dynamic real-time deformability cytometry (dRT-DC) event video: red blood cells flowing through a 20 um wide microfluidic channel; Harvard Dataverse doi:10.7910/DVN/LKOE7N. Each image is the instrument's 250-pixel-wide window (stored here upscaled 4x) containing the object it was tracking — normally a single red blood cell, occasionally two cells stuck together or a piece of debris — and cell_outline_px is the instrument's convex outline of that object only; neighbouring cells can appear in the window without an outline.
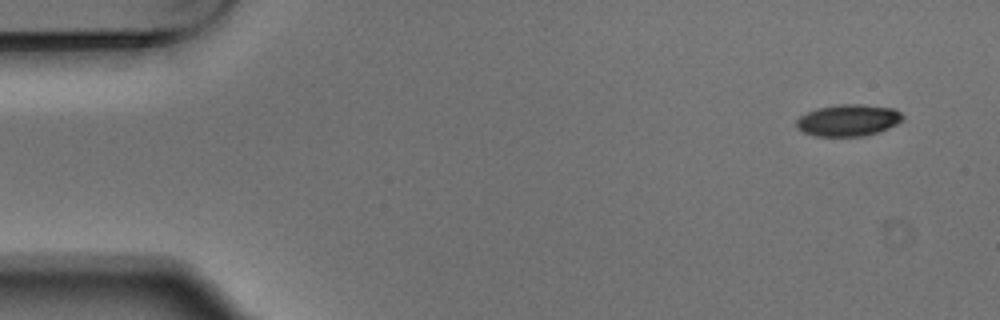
{"species": "Egyptian fruit bat (a non-hibernating species)", "species_latin": "Rousettus aegyptiacus", "temperature_condition": "warm", "stored_images_in_passage": 4, "camera_frame_rate_fps": 3000, "um_per_image_px": 0.085, "animal": {"sex": "male"}, "frame": {"image": 1, "passage_image": 1, "time_ms": 0.0, "image_size_px": [1000, 320], "cell_outline_px": [[904, 120], [888, 128], [864, 136], [816, 136], [804, 132], [796, 128], [796, 120], [800, 116], [816, 108], [840, 104], [860, 104], [892, 108], [900, 112], [904, 116]], "centroid_in_image_um": [72.09, 10.22], "position_along_channel_um": 12.9, "area_um2": 19.59}}
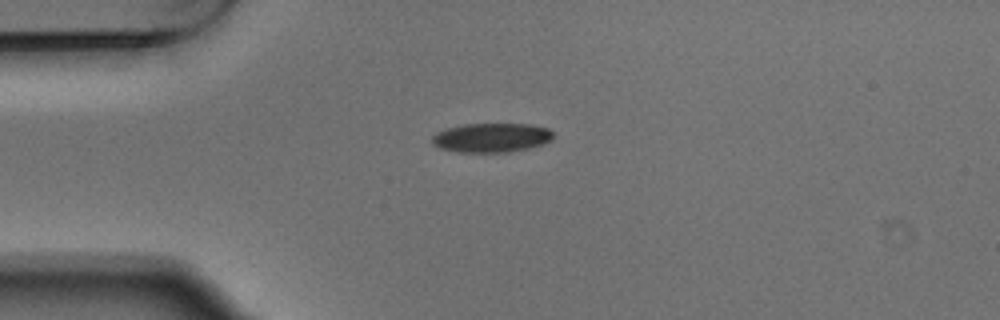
{"frame": {"image": 2, "passage_image": 4, "time_ms": 1.0, "image_size_px": [1000, 320], "cell_outline_px": [[552, 140], [528, 148], [508, 152], [456, 152], [440, 148], [432, 144], [432, 136], [436, 132], [448, 128], [464, 124], [528, 124], [548, 128], [552, 132]], "centroid_in_image_um": [41.74, 11.7], "position_along_channel_um": 43.3, "area_um2": 20.52}}